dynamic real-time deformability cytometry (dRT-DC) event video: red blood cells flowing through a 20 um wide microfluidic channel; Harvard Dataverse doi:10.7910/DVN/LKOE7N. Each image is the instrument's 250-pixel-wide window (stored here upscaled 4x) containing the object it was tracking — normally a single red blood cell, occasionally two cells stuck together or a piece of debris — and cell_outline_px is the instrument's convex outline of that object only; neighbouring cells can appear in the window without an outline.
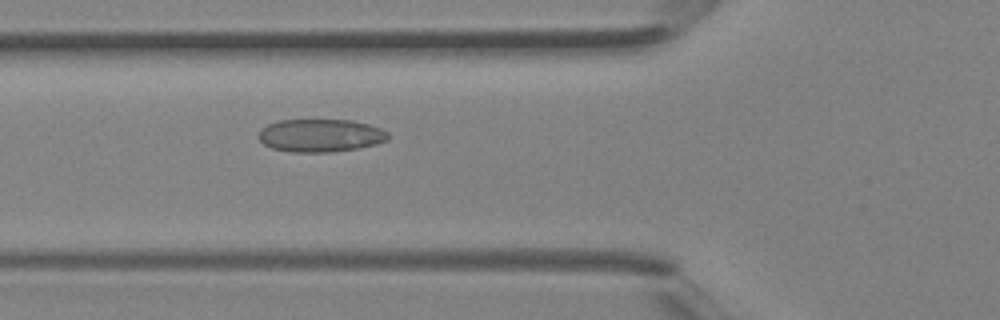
{"species": "Egyptian fruit bat (a non-hibernating species)", "species_latin": "Rousettus aegyptiacus", "temperature_condition": "room temperature", "stored_images_in_passage": 40, "camera_frame_rate_fps": 3000, "um_per_image_px": 0.085, "animal": {"sex": "female"}, "frame": {"image": 1, "passage_image": 15, "time_ms": 4.667, "image_size_px": [1000, 320], "cell_outline_px": [[388, 140], [376, 144], [360, 148], [332, 152], [292, 152], [272, 148], [264, 144], [256, 136], [260, 128], [268, 124], [280, 120], [352, 120], [368, 124], [380, 128], [388, 132]], "centroid_in_image_um": [27.22, 11.52], "position_along_channel_um": 98.6, "area_um2": 25.03}}
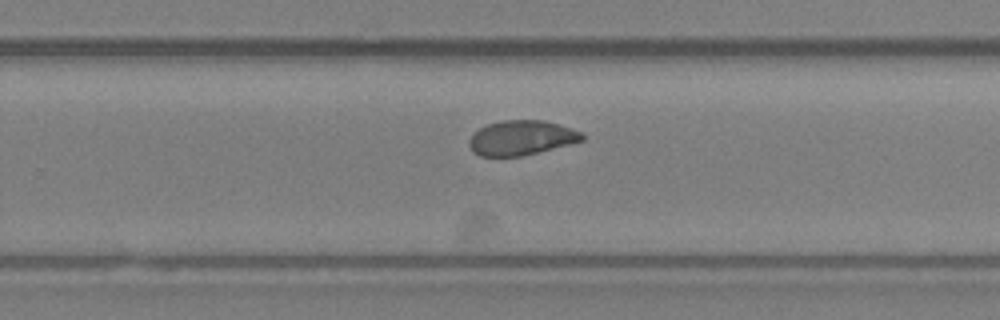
{"frame": {"image": 2, "passage_image": 26, "time_ms": 8.333, "image_size_px": [1000, 320], "cell_outline_px": [[584, 140], [520, 156], [480, 156], [472, 152], [468, 144], [468, 140], [480, 128], [488, 124], [500, 120], [544, 120], [572, 128], [580, 132], [584, 136]], "centroid_in_image_um": [44.28, 11.7], "position_along_channel_um": 285.5, "area_um2": 22.6}}
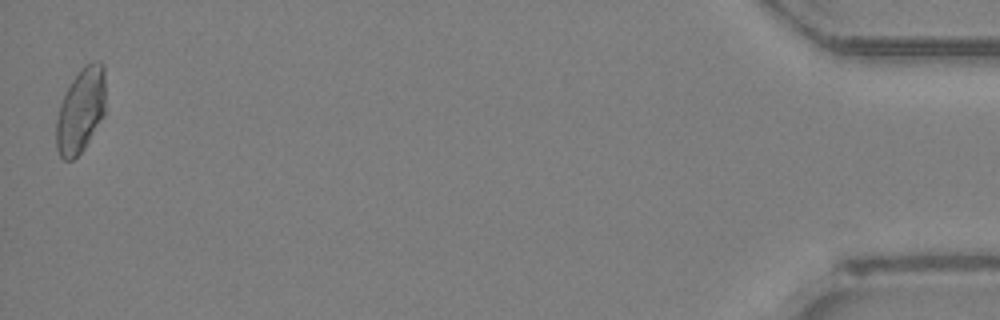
{"frame": {"image": 3, "passage_image": 40, "time_ms": 13.0, "image_size_px": [1000, 320], "cell_outline_px": [[104, 116], [84, 148], [72, 160], [64, 160], [60, 156], [56, 148], [56, 120], [60, 104], [72, 80], [80, 68], [84, 64], [92, 60], [100, 60], [104, 64]], "centroid_in_image_um": [6.86, 9.36], "position_along_channel_um": 428.3, "area_um2": 24.39}}